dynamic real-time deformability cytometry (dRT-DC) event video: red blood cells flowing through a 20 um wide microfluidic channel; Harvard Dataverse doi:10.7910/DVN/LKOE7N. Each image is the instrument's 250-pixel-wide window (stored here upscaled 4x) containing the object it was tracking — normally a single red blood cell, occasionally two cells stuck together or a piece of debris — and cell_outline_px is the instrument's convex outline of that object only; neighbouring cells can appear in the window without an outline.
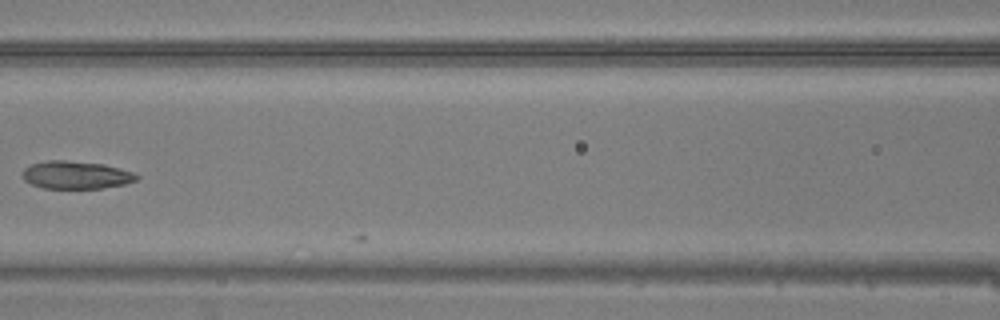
{"species": "common noctule bat (a hibernating species)", "species_latin": "Nyctalus noctula", "temperature_condition": "warm", "stored_images_in_passage": 11, "camera_frame_rate_fps": 3000, "um_per_image_px": 0.085, "animal": {"sex": "male", "body_mass_g": 20.5, "forearm_length_mm": 52.5}, "frame": {"image": 1, "passage_image": 6, "time_ms": 1.667, "image_size_px": [1000, 320], "cell_outline_px": [[140, 176], [136, 180], [124, 184], [100, 188], [44, 188], [32, 184], [24, 180], [20, 176], [24, 168], [32, 164], [48, 160], [64, 160], [104, 164], [132, 172]], "centroid_in_image_um": [6.42, 14.87], "position_along_channel_um": 160.2, "area_um2": 18.38}}
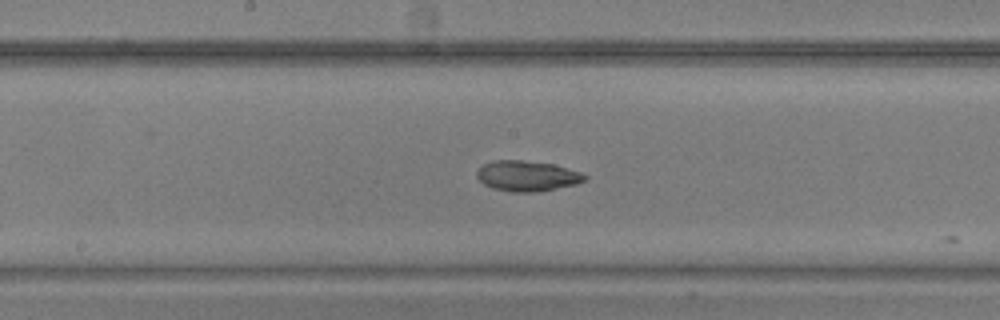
{"frame": {"image": 2, "passage_image": 9, "time_ms": 2.667, "image_size_px": [1000, 320], "cell_outline_px": [[588, 176], [584, 180], [576, 184], [556, 188], [532, 192], [512, 192], [492, 188], [484, 184], [476, 176], [476, 172], [484, 164], [492, 160], [524, 160], [552, 164], [580, 172]], "centroid_in_image_um": [44.77, 14.95], "position_along_channel_um": 203.4, "area_um2": 18.96}}